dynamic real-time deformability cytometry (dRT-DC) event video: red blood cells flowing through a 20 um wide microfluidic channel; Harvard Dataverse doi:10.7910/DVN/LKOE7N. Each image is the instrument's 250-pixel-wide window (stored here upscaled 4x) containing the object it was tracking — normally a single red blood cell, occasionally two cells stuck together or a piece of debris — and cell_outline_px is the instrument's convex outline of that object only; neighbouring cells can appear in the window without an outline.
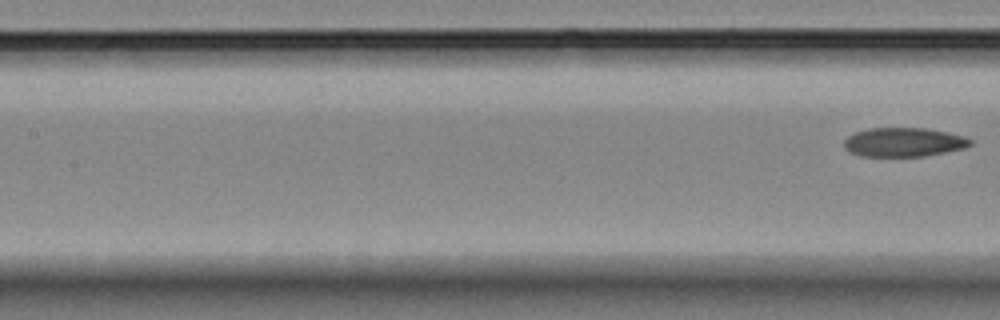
{"species": "Egyptian fruit bat (a non-hibernating species)", "species_latin": "Rousettus aegyptiacus", "temperature_condition": "room temperature", "stored_images_in_passage": 9, "segment_of_instrument_passage": [2, 2], "camera_frame_rate_fps": 3000, "um_per_image_px": 0.085, "animal": {"sex": "female"}, "frame": {"image": 1, "passage_image": 9, "time_ms": 9.333, "image_size_px": [1000, 320], "cell_outline_px": [[972, 144], [964, 148], [924, 156], [860, 156], [848, 152], [844, 148], [844, 140], [848, 136], [856, 132], [868, 128], [928, 128], [964, 136], [972, 140]], "centroid_in_image_um": [76.79, 12.08], "position_along_channel_um": 130.6, "area_um2": 21.39}}